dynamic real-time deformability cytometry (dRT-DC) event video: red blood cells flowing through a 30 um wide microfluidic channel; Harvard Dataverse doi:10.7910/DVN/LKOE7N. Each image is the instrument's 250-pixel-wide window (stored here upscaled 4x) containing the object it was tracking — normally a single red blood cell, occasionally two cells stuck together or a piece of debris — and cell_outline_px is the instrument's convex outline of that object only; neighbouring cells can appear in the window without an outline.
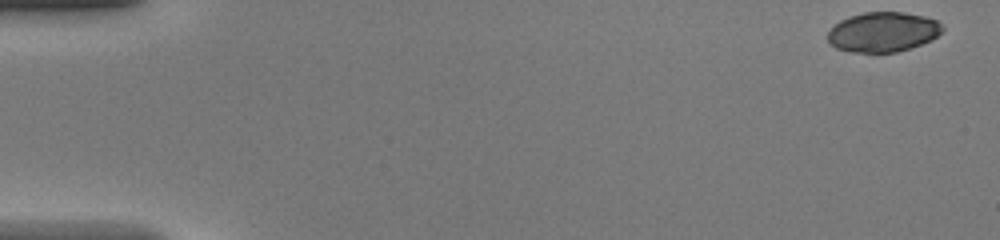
{"species": "common noctule bat (a hibernating species)", "species_latin": "Nyctalus noctula", "temperature_condition": "warm", "stored_images_in_passage": 46, "camera_frame_rate_fps": 3000, "um_per_image_px": 0.085, "animal": {"sex": "female", "body_mass_g": 20.0, "forearm_length_mm": 54.0}, "frame": {"image": 1, "passage_image": 1, "time_ms": 0.0, "image_size_px": [1000, 240], "cell_outline_px": [[944, 28], [932, 40], [896, 52], [848, 52], [836, 48], [828, 44], [828, 32], [840, 20], [848, 16], [864, 12], [904, 12], [924, 16], [936, 20]], "centroid_in_image_um": [75.02, 2.72], "position_along_channel_um": 10.0, "area_um2": 26.59}}